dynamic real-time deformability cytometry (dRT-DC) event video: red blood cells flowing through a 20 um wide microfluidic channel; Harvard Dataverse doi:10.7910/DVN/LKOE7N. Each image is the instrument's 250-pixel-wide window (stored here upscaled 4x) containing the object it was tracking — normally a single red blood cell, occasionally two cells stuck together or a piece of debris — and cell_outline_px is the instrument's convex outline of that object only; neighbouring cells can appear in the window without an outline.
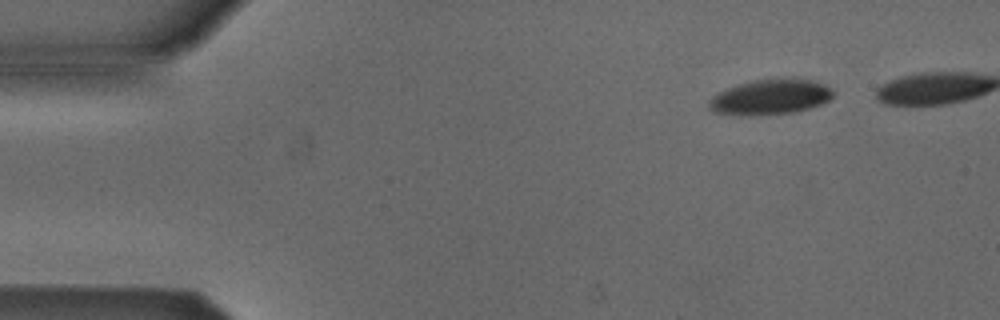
{"species": "Egyptian fruit bat (a non-hibernating species)", "species_latin": "Rousettus aegyptiacus", "temperature_condition": "cold", "stored_images_in_passage": 5, "camera_frame_rate_fps": 3000, "um_per_image_px": 0.085, "animal": {"sex": "male"}, "frame": {"image": 1, "passage_image": 1, "time_ms": 0.0, "image_size_px": [1000, 320], "cell_outline_px": [[832, 96], [828, 100], [820, 104], [796, 112], [712, 112], [708, 104], [712, 96], [736, 84], [752, 80], [784, 76], [796, 76], [816, 80], [828, 88], [832, 92]], "centroid_in_image_um": [65.55, 8.13], "position_along_channel_um": 19.4, "area_um2": 24.8}}